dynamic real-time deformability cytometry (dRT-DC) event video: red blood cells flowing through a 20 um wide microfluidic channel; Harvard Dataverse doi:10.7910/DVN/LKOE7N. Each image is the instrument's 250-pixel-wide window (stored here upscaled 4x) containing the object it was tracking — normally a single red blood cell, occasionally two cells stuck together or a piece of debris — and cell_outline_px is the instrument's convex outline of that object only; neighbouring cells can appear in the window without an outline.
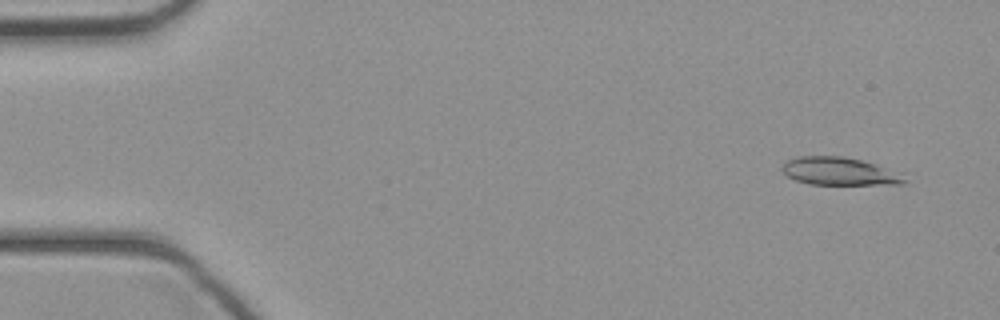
{"species": "common noctule bat (a hibernating species)", "species_latin": "Nyctalus noctula", "temperature_condition": "cold", "stored_images_in_passage": 42, "camera_frame_rate_fps": 3000, "um_per_image_px": 0.085, "animal": {"sex": "female", "body_mass_g": 21.9}, "frame": {"image": 1, "passage_image": 1, "time_ms": 0.0, "image_size_px": [1000, 320], "cell_outline_px": [[908, 180], [904, 184], [812, 184], [796, 180], [788, 176], [780, 168], [788, 160], [800, 156], [844, 156], [876, 164], [904, 172]], "centroid_in_image_um": [71.45, 14.56], "position_along_channel_um": 13.5, "area_um2": 20.0}}
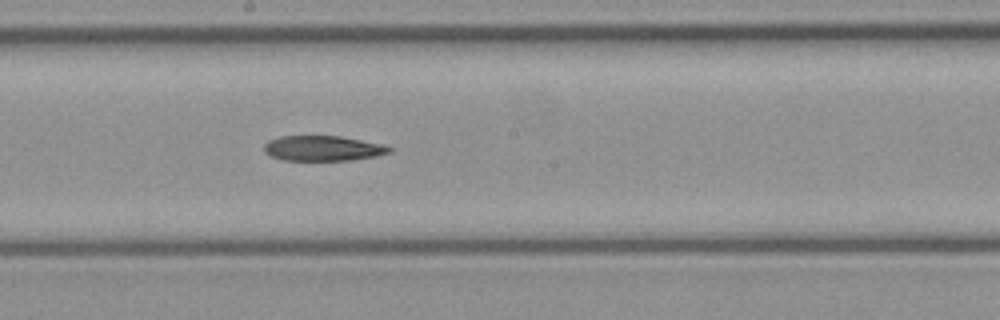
{"frame": {"image": 2, "passage_image": 22, "time_ms": 7.0, "image_size_px": [1000, 320], "cell_outline_px": [[392, 152], [376, 156], [352, 160], [284, 160], [272, 156], [264, 152], [264, 144], [268, 140], [280, 136], [340, 136], [380, 144], [392, 148]], "centroid_in_image_um": [27.42, 12.61], "position_along_channel_um": 220.8, "area_um2": 18.26}}
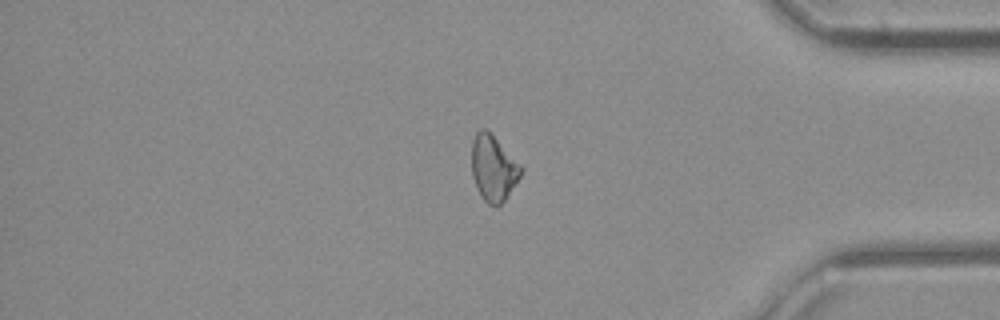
{"frame": {"image": 3, "passage_image": 35, "time_ms": 11.333, "image_size_px": [1000, 320], "cell_outline_px": [[524, 168], [516, 184], [504, 200], [496, 208], [488, 204], [480, 196], [476, 188], [472, 176], [472, 140], [476, 132], [480, 128], [484, 128]], "centroid_in_image_um": [41.92, 14.34], "position_along_channel_um": 393.3, "area_um2": 18.73}}